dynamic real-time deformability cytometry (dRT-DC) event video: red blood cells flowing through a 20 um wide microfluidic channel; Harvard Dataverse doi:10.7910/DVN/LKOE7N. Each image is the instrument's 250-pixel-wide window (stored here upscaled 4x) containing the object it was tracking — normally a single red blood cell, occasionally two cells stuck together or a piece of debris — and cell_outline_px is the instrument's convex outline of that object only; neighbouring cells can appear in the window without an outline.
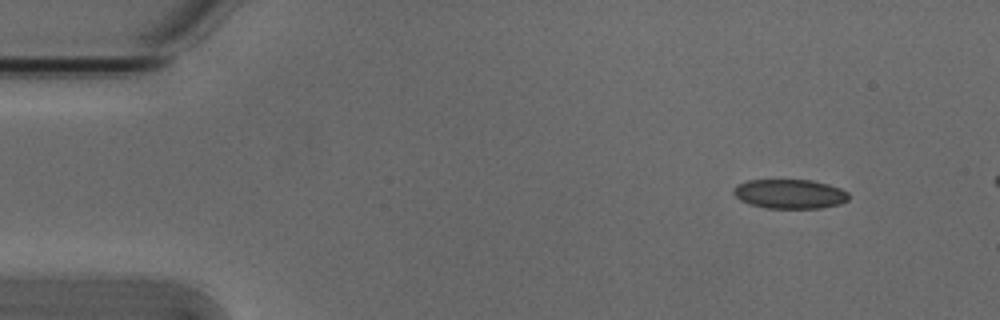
{"species": "Egyptian fruit bat (a non-hibernating species)", "species_latin": "Rousettus aegyptiacus", "temperature_condition": "cold", "stored_images_in_passage": 5, "segment_of_instrument_passage": [2, 2], "camera_frame_rate_fps": 3000, "um_per_image_px": 0.085, "animal": {"sex": "male"}, "frame": {"image": 1, "passage_image": 5, "time_ms": 1.333, "image_size_px": [1000, 320], "cell_outline_px": [[848, 200], [840, 204], [820, 208], [764, 208], [748, 204], [740, 200], [732, 192], [732, 188], [736, 184], [748, 180], [812, 180], [828, 184], [840, 188], [848, 192]], "centroid_in_image_um": [67.1, 16.48], "position_along_channel_um": 17.9, "area_um2": 19.88}}